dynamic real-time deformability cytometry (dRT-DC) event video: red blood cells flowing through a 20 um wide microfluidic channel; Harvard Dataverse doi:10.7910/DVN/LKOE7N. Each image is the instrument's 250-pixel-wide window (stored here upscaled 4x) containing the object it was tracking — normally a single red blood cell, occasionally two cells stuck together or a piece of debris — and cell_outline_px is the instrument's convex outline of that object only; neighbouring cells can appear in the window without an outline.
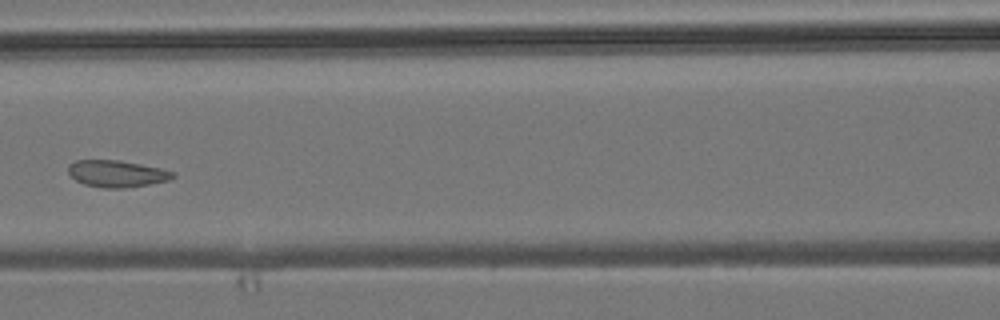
{"species": "common noctule bat (a hibernating species)", "species_latin": "Nyctalus noctula", "temperature_condition": "room temperature", "stored_images_in_passage": 6, "camera_frame_rate_fps": 3000, "um_per_image_px": 0.085, "animal": {"sex": "male", "body_mass_g": 19.2, "forearm_length_mm": 51.8}, "frame": {"image": 1, "passage_image": 6, "time_ms": 6.333, "image_size_px": [1000, 320], "cell_outline_px": [[176, 176], [168, 180], [148, 184], [124, 188], [104, 188], [84, 184], [76, 180], [68, 172], [68, 164], [76, 160], [120, 160], [160, 168], [176, 172]], "centroid_in_image_um": [9.93, 14.75], "position_along_channel_um": 156.7, "area_um2": 16.3}}